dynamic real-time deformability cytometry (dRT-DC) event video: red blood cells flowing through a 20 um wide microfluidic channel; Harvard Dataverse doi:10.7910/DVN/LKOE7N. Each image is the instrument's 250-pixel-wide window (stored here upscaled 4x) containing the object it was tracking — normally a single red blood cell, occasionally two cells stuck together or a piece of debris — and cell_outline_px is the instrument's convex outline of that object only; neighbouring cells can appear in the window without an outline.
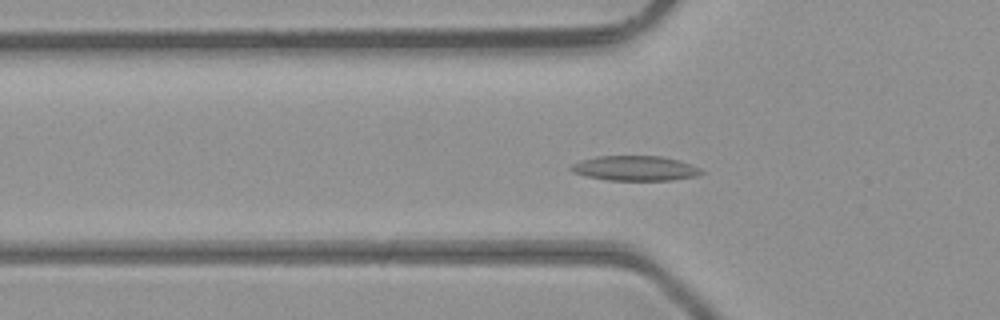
{"species": "common noctule bat (a hibernating species)", "species_latin": "Nyctalus noctula", "temperature_condition": "room temperature", "stored_images_in_passage": 49, "camera_frame_rate_fps": 3000, "um_per_image_px": 0.085, "animal": {"sex": "male", "body_mass_g": 23.1, "forearm_length_mm": 52.7}, "frame": {"image": 1, "passage_image": 17, "time_ms": 5.333, "image_size_px": [1000, 320], "cell_outline_px": [[704, 172], [696, 176], [672, 180], [608, 180], [588, 176], [572, 172], [568, 168], [572, 164], [580, 160], [596, 156], [660, 156], [680, 160], [692, 164], [700, 168]], "centroid_in_image_um": [53.98, 14.29], "position_along_channel_um": 71.8, "area_um2": 18.96}}
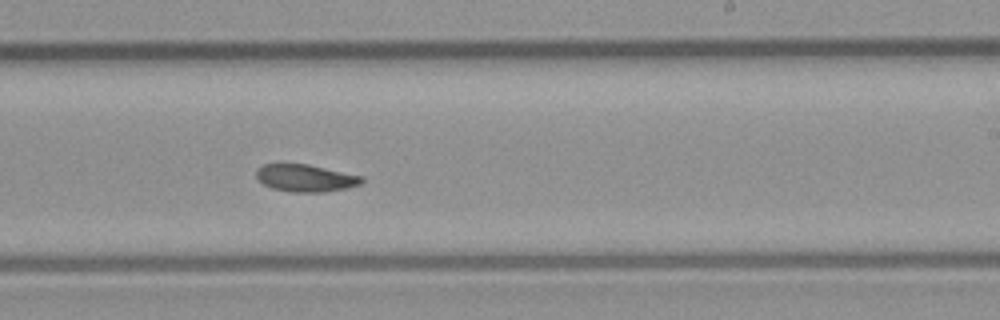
{"frame": {"image": 2, "passage_image": 30, "time_ms": 9.667, "image_size_px": [1000, 320], "cell_outline_px": [[364, 180], [360, 184], [344, 188], [324, 192], [292, 192], [272, 188], [264, 184], [256, 176], [256, 168], [264, 164], [280, 160], [308, 164], [364, 176]], "centroid_in_image_um": [25.91, 15.08], "position_along_channel_um": 263.1, "area_um2": 17.34}}
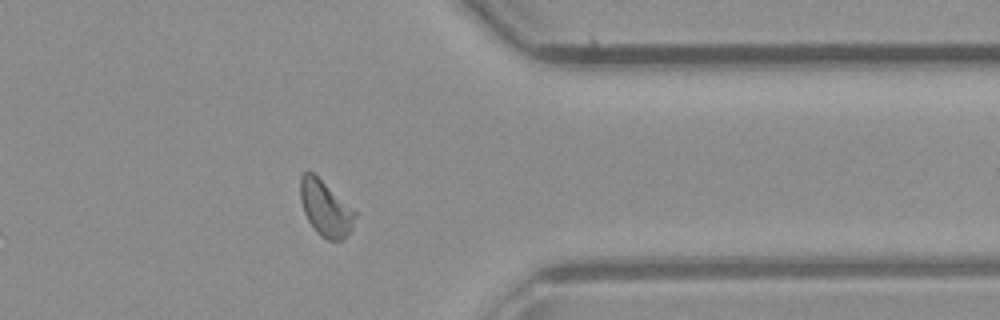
{"frame": {"image": 3, "passage_image": 39, "time_ms": 12.667, "image_size_px": [1000, 320], "cell_outline_px": [[356, 216], [352, 228], [340, 240], [328, 240], [320, 236], [316, 232], [308, 220], [304, 212], [300, 200], [300, 176], [304, 172], [312, 172], [356, 212]], "centroid_in_image_um": [27.63, 17.72], "position_along_channel_um": 383.8, "area_um2": 17.28}, "authors_computed_cell_mechanics": {"area_um2": 17.5712, "velocity_mm_per_s": 4.4037, "shape_relaxation_time_tau1_ms": 4.2493, "shape_relaxation_time_tau2_ms": 5.6573, "deformation_change_tau1": 0.1133, "deformation_change_tau2": 0.1256}}